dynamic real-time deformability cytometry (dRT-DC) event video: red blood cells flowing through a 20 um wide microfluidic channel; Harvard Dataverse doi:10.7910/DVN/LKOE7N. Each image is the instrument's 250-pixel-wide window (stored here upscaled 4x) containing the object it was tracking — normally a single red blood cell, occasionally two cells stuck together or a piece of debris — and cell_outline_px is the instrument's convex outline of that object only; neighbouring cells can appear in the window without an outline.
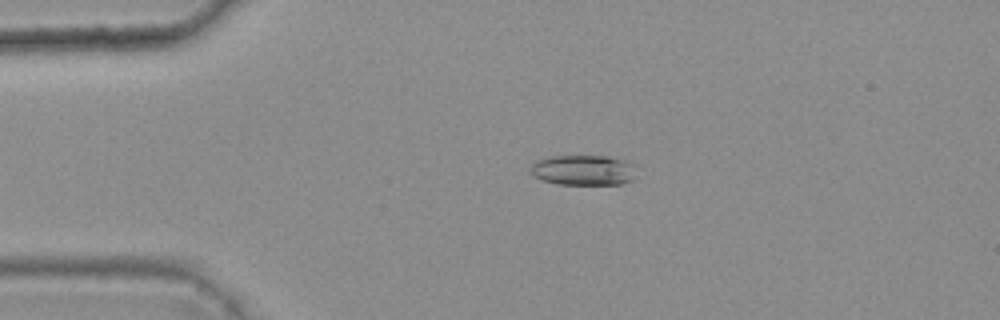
{"species": "common noctule bat (a hibernating species)", "species_latin": "Nyctalus noctula", "temperature_condition": "warm", "stored_images_in_passage": 2, "camera_frame_rate_fps": 3000, "um_per_image_px": 0.085, "animal": {"sex": "female", "body_mass_g": 25.1}, "frame": {"image": 1, "passage_image": 1, "time_ms": 0.0, "image_size_px": [1000, 320], "cell_outline_px": [[636, 164], [632, 180], [620, 184], [556, 184], [532, 176], [528, 172], [528, 168], [536, 160], [548, 156], [608, 156], [624, 160]], "centroid_in_image_um": [49.54, 14.45], "position_along_channel_um": 35.5, "area_um2": 18.96}}